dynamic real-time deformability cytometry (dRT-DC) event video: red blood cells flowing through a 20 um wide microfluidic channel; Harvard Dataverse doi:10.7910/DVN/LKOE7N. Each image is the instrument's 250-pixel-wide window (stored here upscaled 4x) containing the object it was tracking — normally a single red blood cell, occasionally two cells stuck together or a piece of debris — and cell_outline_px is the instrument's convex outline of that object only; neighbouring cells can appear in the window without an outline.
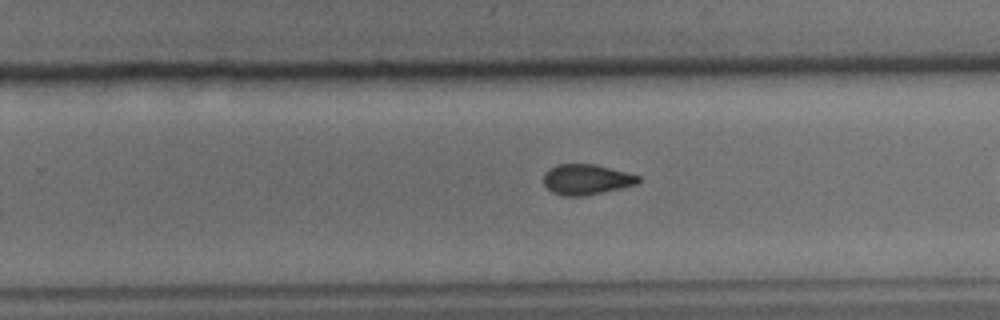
{"species": "common noctule bat (a hibernating species)", "species_latin": "Nyctalus noctula", "temperature_condition": "cold", "stored_images_in_passage": 28, "camera_frame_rate_fps": 3000, "um_per_image_px": 0.085, "animal": {"sex": "male", "body_mass_g": 15.6}, "frame": {"image": 1, "passage_image": 20, "time_ms": 6.333, "image_size_px": [1000, 320], "cell_outline_px": [[640, 180], [636, 184], [604, 192], [584, 196], [560, 196], [552, 192], [544, 184], [544, 172], [548, 168], [556, 164], [596, 164], [640, 176]], "centroid_in_image_um": [49.8, 15.25], "position_along_channel_um": 280.0, "area_um2": 16.88}}
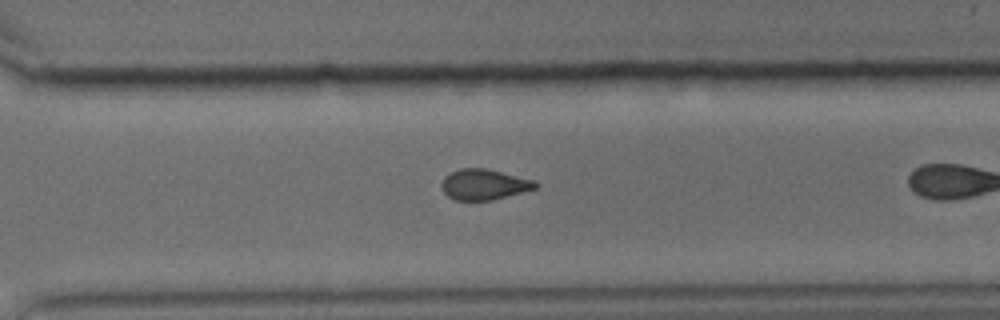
{"frame": {"image": 2, "passage_image": 24, "time_ms": 7.667, "image_size_px": [1000, 320], "cell_outline_px": [[540, 184], [536, 188], [492, 200], [456, 200], [448, 196], [444, 192], [440, 184], [444, 176], [460, 168], [488, 168], [536, 180]], "centroid_in_image_um": [41.16, 15.66], "position_along_channel_um": 329.4, "area_um2": 16.88}}